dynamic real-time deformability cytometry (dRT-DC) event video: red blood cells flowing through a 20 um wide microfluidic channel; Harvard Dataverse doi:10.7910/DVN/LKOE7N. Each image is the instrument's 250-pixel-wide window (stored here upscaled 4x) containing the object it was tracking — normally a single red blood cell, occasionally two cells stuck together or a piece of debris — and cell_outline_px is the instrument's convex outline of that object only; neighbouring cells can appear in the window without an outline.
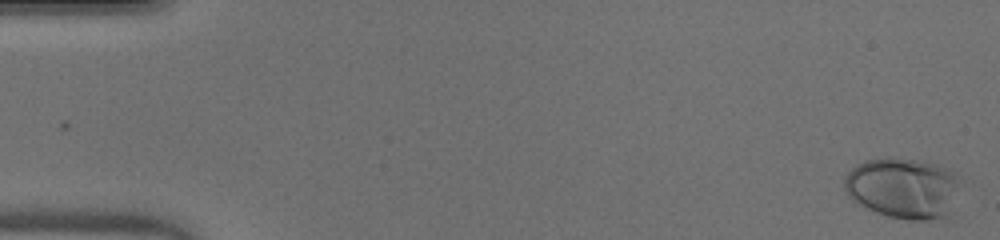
{"species": "human", "species_latin": "Homo sapiens", "temperature_condition": "warm", "stored_images_in_passage": 51, "camera_frame_rate_fps": 3000, "um_per_image_px": 0.085, "donor": {"sex": "male"}, "frame": {"image": 1, "passage_image": 1, "time_ms": 0.0, "image_size_px": [1000, 240], "cell_outline_px": [[956, 184], [948, 220], [912, 220], [888, 216], [876, 212], [856, 204], [848, 196], [844, 188], [844, 176], [856, 164], [864, 160], [888, 156], [916, 160], [936, 164], [956, 172]], "centroid_in_image_um": [76.69, 15.98], "position_along_channel_um": 8.3, "area_um2": 41.27}}
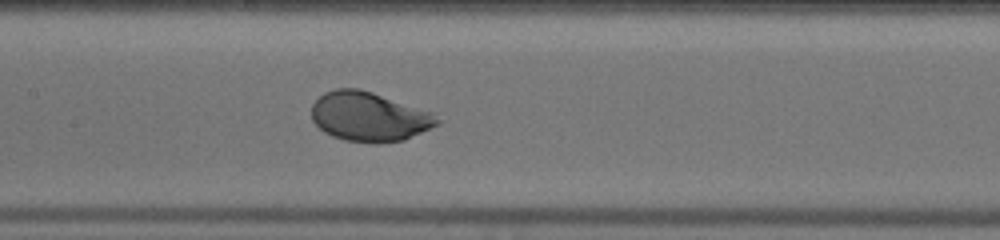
{"frame": {"image": 2, "passage_image": 25, "time_ms": 8.0, "image_size_px": [1000, 240], "cell_outline_px": [[444, 120], [440, 124], [404, 140], [380, 144], [344, 140], [332, 136], [324, 132], [312, 120], [312, 104], [324, 92], [336, 88], [360, 88], [436, 112]], "centroid_in_image_um": [31.45, 9.91], "position_along_channel_um": 175.9, "area_um2": 36.88}}
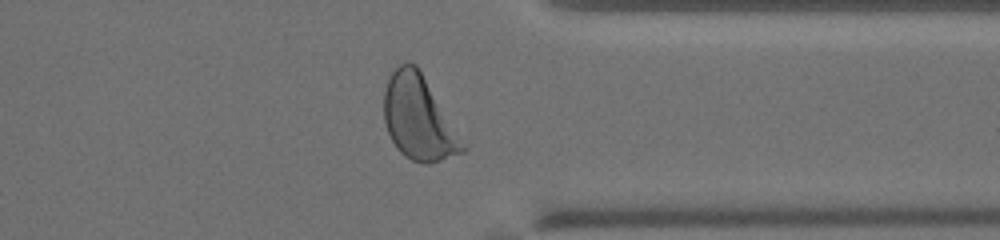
{"frame": {"image": 3, "passage_image": 40, "time_ms": 13.0, "image_size_px": [1000, 240], "cell_outline_px": [[468, 148], [464, 152], [428, 164], [424, 164], [412, 160], [404, 156], [396, 148], [388, 132], [384, 120], [384, 92], [388, 76], [400, 64], [408, 60], [416, 64]], "centroid_in_image_um": [35.57, 10.03], "position_along_channel_um": 375.8, "area_um2": 38.38}, "authors_computed_cell_mechanics": {"area_um2": 36.8186, "velocity_mm_per_s": 4.0734, "shape_relaxation_time_tau1_ms": 2.0665, "shape_relaxation_time_tau2_ms": null, "deformation_change_tau1": 0.1574, "deformation_change_tau2": null}}